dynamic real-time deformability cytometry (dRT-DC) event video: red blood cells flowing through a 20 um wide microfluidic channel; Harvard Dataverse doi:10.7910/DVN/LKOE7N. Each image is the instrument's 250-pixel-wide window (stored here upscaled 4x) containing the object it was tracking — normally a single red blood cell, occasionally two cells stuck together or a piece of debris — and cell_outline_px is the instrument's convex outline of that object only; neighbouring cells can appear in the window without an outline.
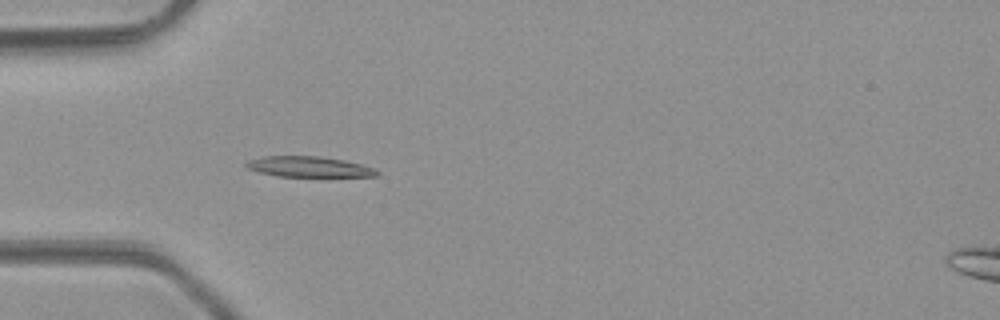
{"species": "common noctule bat (a hibernating species)", "species_latin": "Nyctalus noctula", "temperature_condition": "room temperature", "stored_images_in_passage": 37, "camera_frame_rate_fps": 3000, "um_per_image_px": 0.085, "animal": {"sex": "male", "body_mass_g": 23.1, "forearm_length_mm": 52.7}, "frame": {"image": 1, "passage_image": 4, "time_ms": 1.0, "image_size_px": [1000, 320], "cell_outline_px": [[380, 176], [280, 176], [260, 172], [248, 168], [244, 164], [248, 160], [264, 156], [320, 156], [344, 160], [376, 168], [380, 172]], "centroid_in_image_um": [26.3, 14.17], "position_along_channel_um": 58.7, "area_um2": 15.55}}
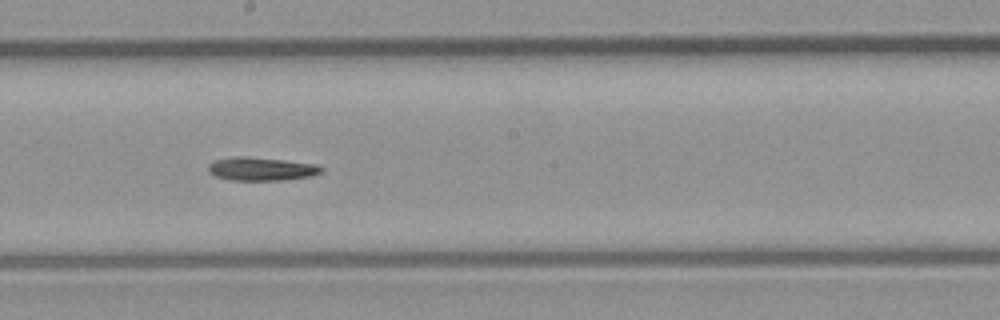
{"frame": {"image": 2, "passage_image": 16, "time_ms": 5.0, "image_size_px": [1000, 320], "cell_outline_px": [[324, 168], [320, 172], [308, 176], [280, 180], [228, 180], [216, 176], [208, 172], [208, 164], [216, 160], [232, 156], [244, 156], [284, 160], [316, 164]], "centroid_in_image_um": [22.15, 14.35], "position_along_channel_um": 226.0, "area_um2": 15.26}}
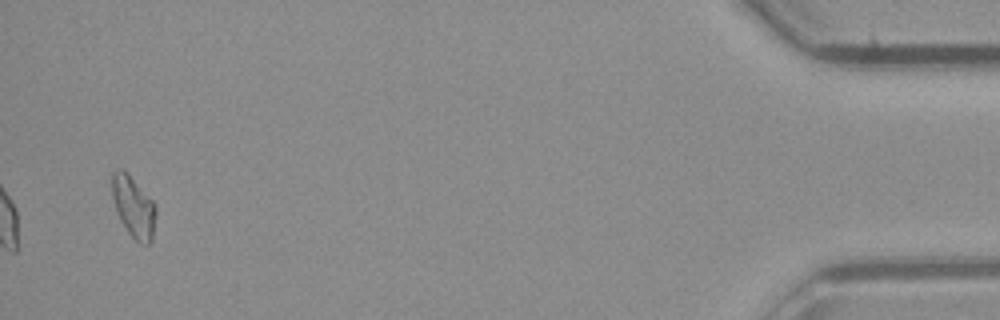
{"frame": {"image": 3, "passage_image": 36, "time_ms": 11.667, "image_size_px": [1000, 320], "cell_outline_px": [[156, 212], [152, 240], [148, 244], [140, 244], [128, 232], [120, 220], [112, 196], [112, 172], [116, 168], [120, 168], [156, 204]], "centroid_in_image_um": [11.35, 17.62], "position_along_channel_um": 423.8, "area_um2": 15.2}, "authors_computed_cell_mechanics": {"area_um2": 15.2592, "velocity_mm_per_s": 4.2737, "shape_relaxation_time_tau1_ms": 5.6658, "shape_relaxation_time_tau2_ms": null, "deformation_change_tau1": 0.1496, "deformation_change_tau2": null}}